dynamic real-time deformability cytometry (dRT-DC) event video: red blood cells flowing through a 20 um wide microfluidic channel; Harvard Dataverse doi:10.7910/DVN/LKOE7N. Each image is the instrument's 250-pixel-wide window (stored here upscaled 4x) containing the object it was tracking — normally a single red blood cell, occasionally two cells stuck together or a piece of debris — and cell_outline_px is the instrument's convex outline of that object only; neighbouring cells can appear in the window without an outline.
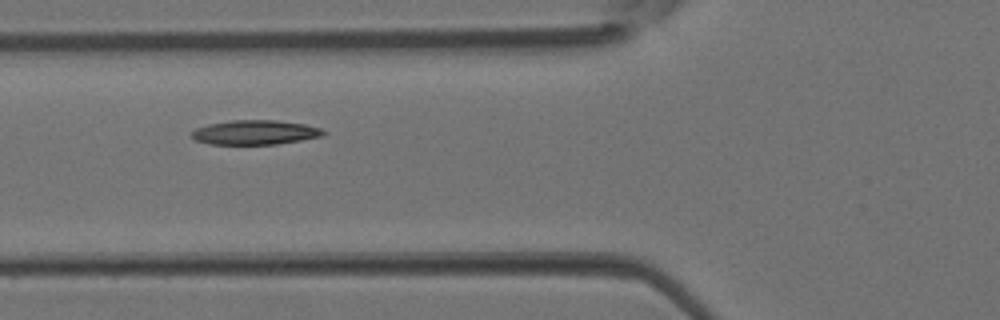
{"species": "Egyptian fruit bat (a non-hibernating species)", "species_latin": "Rousettus aegyptiacus", "temperature_condition": "room temperature", "stored_images_in_passage": 4, "camera_frame_rate_fps": 3000, "um_per_image_px": 0.085, "animal": {"sex": "female"}, "frame": {"image": 1, "passage_image": 3, "time_ms": 0.667, "image_size_px": [1000, 320], "cell_outline_px": [[324, 136], [276, 144], [208, 144], [196, 140], [188, 132], [196, 128], [208, 124], [232, 120], [276, 120], [304, 124], [320, 128], [324, 132]], "centroid_in_image_um": [21.64, 11.25], "position_along_channel_um": 104.2, "area_um2": 18.73}}
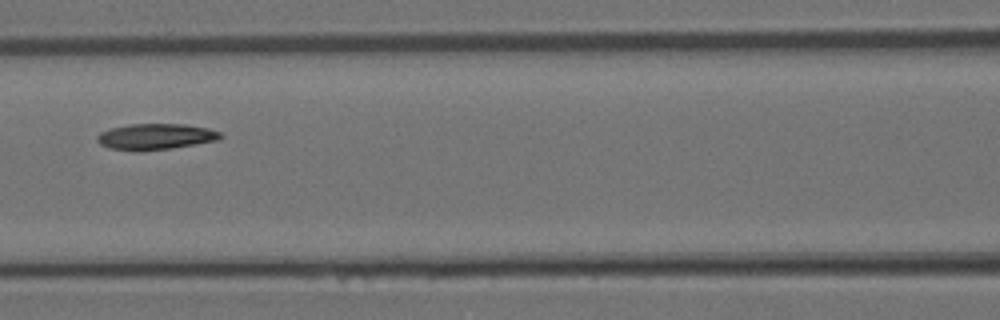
{"frame": {"image": 2, "passage_image": 4, "time_ms": 1.0, "image_size_px": [1000, 320], "cell_outline_px": [[224, 136], [220, 140], [172, 148], [108, 148], [100, 144], [96, 140], [96, 136], [100, 132], [112, 128], [132, 124], [184, 124], [208, 128], [220, 132]], "centroid_in_image_um": [13.3, 11.57], "position_along_channel_um": 153.3, "area_um2": 17.98}}